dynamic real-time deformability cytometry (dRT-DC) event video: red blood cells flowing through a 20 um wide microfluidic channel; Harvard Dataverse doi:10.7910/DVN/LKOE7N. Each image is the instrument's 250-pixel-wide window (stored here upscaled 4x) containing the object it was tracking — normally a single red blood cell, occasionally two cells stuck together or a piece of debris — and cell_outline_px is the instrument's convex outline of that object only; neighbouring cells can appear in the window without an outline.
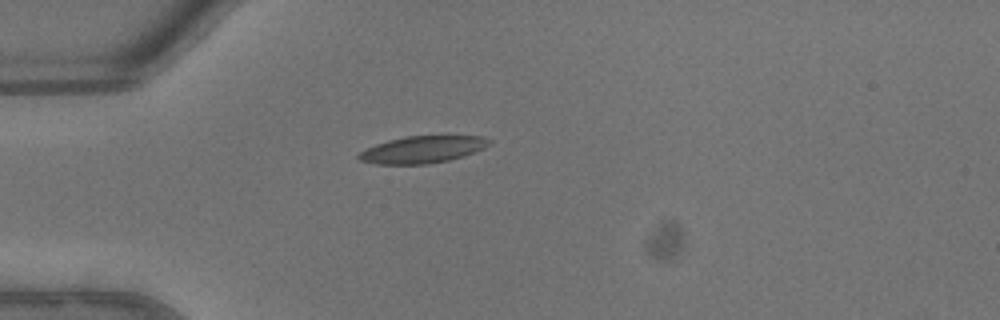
{"species": "common noctule bat (a hibernating species)", "species_latin": "Nyctalus noctula", "temperature_condition": "warm", "stored_images_in_passage": 30, "camera_frame_rate_fps": 3000, "um_per_image_px": 0.085, "animal": {"sex": "male", "body_mass_g": 13.3}, "frame": {"image": 1, "passage_image": 1, "time_ms": 0.0, "image_size_px": [1000, 320], "cell_outline_px": [[492, 140], [484, 148], [464, 156], [448, 160], [428, 164], [376, 164], [360, 160], [356, 156], [360, 152], [376, 144], [388, 140], [408, 136], [480, 136]], "centroid_in_image_um": [35.9, 12.71], "position_along_channel_um": 49.1, "area_um2": 20.35}}
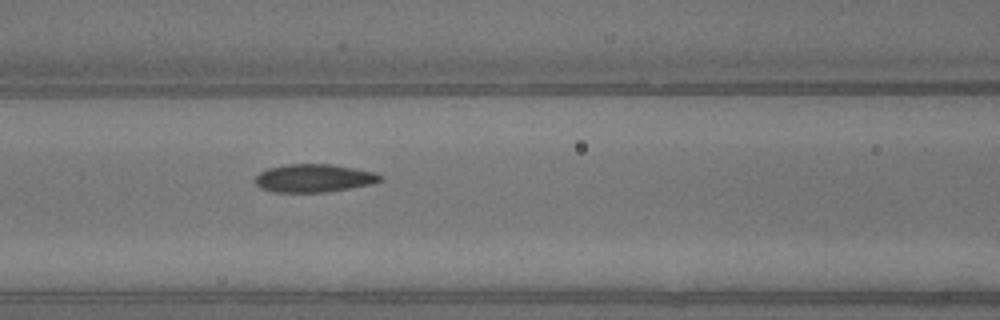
{"frame": {"image": 2, "passage_image": 8, "time_ms": 2.333, "image_size_px": [1000, 320], "cell_outline_px": [[380, 180], [372, 184], [328, 192], [272, 192], [260, 188], [256, 184], [256, 176], [260, 172], [268, 168], [288, 164], [332, 164], [356, 168], [372, 172], [380, 176]], "centroid_in_image_um": [26.65, 15.14], "position_along_channel_um": 140.0, "area_um2": 20.35}}
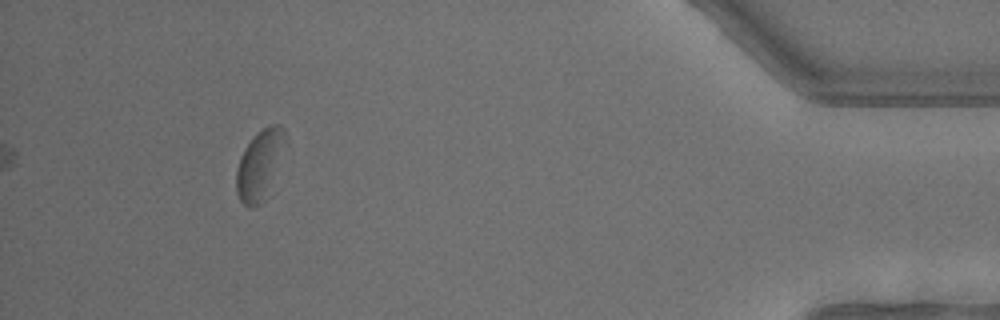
{"frame": {"image": 3, "passage_image": 30, "time_ms": 9.667, "image_size_px": [1000, 320], "cell_outline_px": [[288, 144], [264, 200], [260, 204], [252, 208], [244, 204], [240, 200], [236, 192], [236, 168], [244, 148], [264, 128], [272, 124], [280, 124], [284, 128], [288, 136]], "centroid_in_image_um": [22.12, 13.98], "position_along_channel_um": 413.1, "area_um2": 20.0}, "authors_computed_cell_mechanics": {"area_um2": 20.519, "velocity_mm_per_s": 4.5732, "shape_relaxation_time_tau1_ms": 2.2585, "shape_relaxation_time_tau2_ms": 1.0223, "deformation_change_tau1": 0.1094, "deformation_change_tau2": 0.0622}}